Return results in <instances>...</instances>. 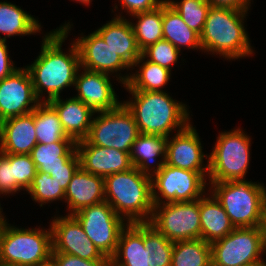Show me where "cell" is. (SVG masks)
Instances as JSON below:
<instances>
[{"label":"cell","mask_w":266,"mask_h":266,"mask_svg":"<svg viewBox=\"0 0 266 266\" xmlns=\"http://www.w3.org/2000/svg\"><path fill=\"white\" fill-rule=\"evenodd\" d=\"M210 185V194L225 209L235 228L266 227L264 184L239 180L213 182Z\"/></svg>","instance_id":"5"},{"label":"cell","mask_w":266,"mask_h":266,"mask_svg":"<svg viewBox=\"0 0 266 266\" xmlns=\"http://www.w3.org/2000/svg\"><path fill=\"white\" fill-rule=\"evenodd\" d=\"M70 28L71 25L67 23L44 35L40 54L31 65L25 66L30 74L35 95L40 102L61 97L62 89L75 84V78L80 69L77 45L73 41L67 54L62 50V44ZM43 91L48 94L45 100H41Z\"/></svg>","instance_id":"1"},{"label":"cell","mask_w":266,"mask_h":266,"mask_svg":"<svg viewBox=\"0 0 266 266\" xmlns=\"http://www.w3.org/2000/svg\"><path fill=\"white\" fill-rule=\"evenodd\" d=\"M1 210H2V208H1V205H0V220L5 221V218H4L3 213H2Z\"/></svg>","instance_id":"46"},{"label":"cell","mask_w":266,"mask_h":266,"mask_svg":"<svg viewBox=\"0 0 266 266\" xmlns=\"http://www.w3.org/2000/svg\"><path fill=\"white\" fill-rule=\"evenodd\" d=\"M247 10L211 6L200 35L202 51L216 53L227 60L252 55L248 33L244 28Z\"/></svg>","instance_id":"4"},{"label":"cell","mask_w":266,"mask_h":266,"mask_svg":"<svg viewBox=\"0 0 266 266\" xmlns=\"http://www.w3.org/2000/svg\"><path fill=\"white\" fill-rule=\"evenodd\" d=\"M149 223L172 242L200 239L199 199L154 205Z\"/></svg>","instance_id":"12"},{"label":"cell","mask_w":266,"mask_h":266,"mask_svg":"<svg viewBox=\"0 0 266 266\" xmlns=\"http://www.w3.org/2000/svg\"><path fill=\"white\" fill-rule=\"evenodd\" d=\"M166 144L165 164L196 172H209L208 163L203 164L204 157H209L202 151L200 138L191 123Z\"/></svg>","instance_id":"16"},{"label":"cell","mask_w":266,"mask_h":266,"mask_svg":"<svg viewBox=\"0 0 266 266\" xmlns=\"http://www.w3.org/2000/svg\"><path fill=\"white\" fill-rule=\"evenodd\" d=\"M6 221L0 230V264L36 266L51 260V228L24 229L11 226Z\"/></svg>","instance_id":"6"},{"label":"cell","mask_w":266,"mask_h":266,"mask_svg":"<svg viewBox=\"0 0 266 266\" xmlns=\"http://www.w3.org/2000/svg\"><path fill=\"white\" fill-rule=\"evenodd\" d=\"M132 100L123 101L133 114L139 132L169 137L190 124L187 105L177 102L165 91H129ZM134 99V100H133Z\"/></svg>","instance_id":"2"},{"label":"cell","mask_w":266,"mask_h":266,"mask_svg":"<svg viewBox=\"0 0 266 266\" xmlns=\"http://www.w3.org/2000/svg\"><path fill=\"white\" fill-rule=\"evenodd\" d=\"M14 181L24 190H28L37 173L30 154H12Z\"/></svg>","instance_id":"37"},{"label":"cell","mask_w":266,"mask_h":266,"mask_svg":"<svg viewBox=\"0 0 266 266\" xmlns=\"http://www.w3.org/2000/svg\"><path fill=\"white\" fill-rule=\"evenodd\" d=\"M39 103L26 68L18 67L0 81V122L31 113Z\"/></svg>","instance_id":"14"},{"label":"cell","mask_w":266,"mask_h":266,"mask_svg":"<svg viewBox=\"0 0 266 266\" xmlns=\"http://www.w3.org/2000/svg\"><path fill=\"white\" fill-rule=\"evenodd\" d=\"M138 19L137 23H132L138 47L143 51L148 46L163 39V4L155 10L140 12L131 15Z\"/></svg>","instance_id":"32"},{"label":"cell","mask_w":266,"mask_h":266,"mask_svg":"<svg viewBox=\"0 0 266 266\" xmlns=\"http://www.w3.org/2000/svg\"><path fill=\"white\" fill-rule=\"evenodd\" d=\"M166 0H120L121 8L130 15L155 10Z\"/></svg>","instance_id":"40"},{"label":"cell","mask_w":266,"mask_h":266,"mask_svg":"<svg viewBox=\"0 0 266 266\" xmlns=\"http://www.w3.org/2000/svg\"><path fill=\"white\" fill-rule=\"evenodd\" d=\"M27 192L31 195L32 200L41 203V207L52 201L65 200V191L60 184L48 173L41 171H37Z\"/></svg>","instance_id":"35"},{"label":"cell","mask_w":266,"mask_h":266,"mask_svg":"<svg viewBox=\"0 0 266 266\" xmlns=\"http://www.w3.org/2000/svg\"><path fill=\"white\" fill-rule=\"evenodd\" d=\"M180 51L169 41L165 39L158 40L142 51V56L147 60L165 67L171 71V64L178 61Z\"/></svg>","instance_id":"36"},{"label":"cell","mask_w":266,"mask_h":266,"mask_svg":"<svg viewBox=\"0 0 266 266\" xmlns=\"http://www.w3.org/2000/svg\"><path fill=\"white\" fill-rule=\"evenodd\" d=\"M167 139L168 137L162 135L140 133L130 151L133 167H136L142 174L149 177H153V175L158 173L165 164ZM160 156L162 160L158 161L157 165H154L157 167H154V169L150 167Z\"/></svg>","instance_id":"25"},{"label":"cell","mask_w":266,"mask_h":266,"mask_svg":"<svg viewBox=\"0 0 266 266\" xmlns=\"http://www.w3.org/2000/svg\"><path fill=\"white\" fill-rule=\"evenodd\" d=\"M250 140L240 128L219 134L207 158L209 183L245 180L250 163Z\"/></svg>","instance_id":"7"},{"label":"cell","mask_w":266,"mask_h":266,"mask_svg":"<svg viewBox=\"0 0 266 266\" xmlns=\"http://www.w3.org/2000/svg\"><path fill=\"white\" fill-rule=\"evenodd\" d=\"M85 234L110 259L117 248L120 234L128 222L119 216L107 201L87 206L74 213Z\"/></svg>","instance_id":"11"},{"label":"cell","mask_w":266,"mask_h":266,"mask_svg":"<svg viewBox=\"0 0 266 266\" xmlns=\"http://www.w3.org/2000/svg\"><path fill=\"white\" fill-rule=\"evenodd\" d=\"M116 16L96 32L130 68L134 69V64L142 56V51L138 47L131 22L122 15Z\"/></svg>","instance_id":"21"},{"label":"cell","mask_w":266,"mask_h":266,"mask_svg":"<svg viewBox=\"0 0 266 266\" xmlns=\"http://www.w3.org/2000/svg\"><path fill=\"white\" fill-rule=\"evenodd\" d=\"M134 66H140L139 71H136L135 74L121 76L120 73L117 78L127 91H164L162 88L170 80L171 71L169 69L148 60L145 61L143 56L135 62Z\"/></svg>","instance_id":"27"},{"label":"cell","mask_w":266,"mask_h":266,"mask_svg":"<svg viewBox=\"0 0 266 266\" xmlns=\"http://www.w3.org/2000/svg\"><path fill=\"white\" fill-rule=\"evenodd\" d=\"M51 260L56 266H110V261H91L66 253H52Z\"/></svg>","instance_id":"39"},{"label":"cell","mask_w":266,"mask_h":266,"mask_svg":"<svg viewBox=\"0 0 266 266\" xmlns=\"http://www.w3.org/2000/svg\"><path fill=\"white\" fill-rule=\"evenodd\" d=\"M76 151L79 156L80 167L103 178L133 168L130 153L91 145L86 139L76 142Z\"/></svg>","instance_id":"17"},{"label":"cell","mask_w":266,"mask_h":266,"mask_svg":"<svg viewBox=\"0 0 266 266\" xmlns=\"http://www.w3.org/2000/svg\"><path fill=\"white\" fill-rule=\"evenodd\" d=\"M37 143L75 142L65 133L58 114L48 102H40L34 109Z\"/></svg>","instance_id":"30"},{"label":"cell","mask_w":266,"mask_h":266,"mask_svg":"<svg viewBox=\"0 0 266 266\" xmlns=\"http://www.w3.org/2000/svg\"><path fill=\"white\" fill-rule=\"evenodd\" d=\"M41 25L32 15L19 8L15 4L0 2V32L6 37L31 35L40 32Z\"/></svg>","instance_id":"29"},{"label":"cell","mask_w":266,"mask_h":266,"mask_svg":"<svg viewBox=\"0 0 266 266\" xmlns=\"http://www.w3.org/2000/svg\"><path fill=\"white\" fill-rule=\"evenodd\" d=\"M110 266H149L144 246V222L128 223L122 230Z\"/></svg>","instance_id":"24"},{"label":"cell","mask_w":266,"mask_h":266,"mask_svg":"<svg viewBox=\"0 0 266 266\" xmlns=\"http://www.w3.org/2000/svg\"><path fill=\"white\" fill-rule=\"evenodd\" d=\"M74 41L80 55V67L105 74L120 72L130 67L107 45L102 37L94 31Z\"/></svg>","instance_id":"18"},{"label":"cell","mask_w":266,"mask_h":266,"mask_svg":"<svg viewBox=\"0 0 266 266\" xmlns=\"http://www.w3.org/2000/svg\"><path fill=\"white\" fill-rule=\"evenodd\" d=\"M171 266H211L210 243L201 238L174 242Z\"/></svg>","instance_id":"31"},{"label":"cell","mask_w":266,"mask_h":266,"mask_svg":"<svg viewBox=\"0 0 266 266\" xmlns=\"http://www.w3.org/2000/svg\"><path fill=\"white\" fill-rule=\"evenodd\" d=\"M193 31L201 35L211 5L207 0H166Z\"/></svg>","instance_id":"34"},{"label":"cell","mask_w":266,"mask_h":266,"mask_svg":"<svg viewBox=\"0 0 266 266\" xmlns=\"http://www.w3.org/2000/svg\"><path fill=\"white\" fill-rule=\"evenodd\" d=\"M22 188L14 181L12 154L0 152V194H15Z\"/></svg>","instance_id":"38"},{"label":"cell","mask_w":266,"mask_h":266,"mask_svg":"<svg viewBox=\"0 0 266 266\" xmlns=\"http://www.w3.org/2000/svg\"><path fill=\"white\" fill-rule=\"evenodd\" d=\"M77 171V169H58L49 173L52 179H55L60 187L66 191L68 185L72 179L73 174Z\"/></svg>","instance_id":"43"},{"label":"cell","mask_w":266,"mask_h":266,"mask_svg":"<svg viewBox=\"0 0 266 266\" xmlns=\"http://www.w3.org/2000/svg\"><path fill=\"white\" fill-rule=\"evenodd\" d=\"M211 266H257L266 264V227L235 228L210 243Z\"/></svg>","instance_id":"8"},{"label":"cell","mask_w":266,"mask_h":266,"mask_svg":"<svg viewBox=\"0 0 266 266\" xmlns=\"http://www.w3.org/2000/svg\"><path fill=\"white\" fill-rule=\"evenodd\" d=\"M144 246L148 250L149 266H171L174 242L149 222H144Z\"/></svg>","instance_id":"33"},{"label":"cell","mask_w":266,"mask_h":266,"mask_svg":"<svg viewBox=\"0 0 266 266\" xmlns=\"http://www.w3.org/2000/svg\"><path fill=\"white\" fill-rule=\"evenodd\" d=\"M48 103L55 109L62 127L68 137L75 142L87 138L94 113L76 97L62 100L60 97L51 99Z\"/></svg>","instance_id":"22"},{"label":"cell","mask_w":266,"mask_h":266,"mask_svg":"<svg viewBox=\"0 0 266 266\" xmlns=\"http://www.w3.org/2000/svg\"><path fill=\"white\" fill-rule=\"evenodd\" d=\"M251 0H207L213 7H229L233 9L249 10Z\"/></svg>","instance_id":"42"},{"label":"cell","mask_w":266,"mask_h":266,"mask_svg":"<svg viewBox=\"0 0 266 266\" xmlns=\"http://www.w3.org/2000/svg\"><path fill=\"white\" fill-rule=\"evenodd\" d=\"M50 228L52 253H66L91 261H110L88 238L73 215L54 217Z\"/></svg>","instance_id":"13"},{"label":"cell","mask_w":266,"mask_h":266,"mask_svg":"<svg viewBox=\"0 0 266 266\" xmlns=\"http://www.w3.org/2000/svg\"><path fill=\"white\" fill-rule=\"evenodd\" d=\"M139 135L133 114L121 103L116 109L98 112V116L93 117L86 140L91 145L130 153Z\"/></svg>","instance_id":"9"},{"label":"cell","mask_w":266,"mask_h":266,"mask_svg":"<svg viewBox=\"0 0 266 266\" xmlns=\"http://www.w3.org/2000/svg\"><path fill=\"white\" fill-rule=\"evenodd\" d=\"M208 173L164 164L163 168L151 177L154 205L200 199L205 193Z\"/></svg>","instance_id":"10"},{"label":"cell","mask_w":266,"mask_h":266,"mask_svg":"<svg viewBox=\"0 0 266 266\" xmlns=\"http://www.w3.org/2000/svg\"><path fill=\"white\" fill-rule=\"evenodd\" d=\"M163 39L172 43L179 51L181 47L202 50L200 35L190 29L181 16L165 1L163 3Z\"/></svg>","instance_id":"28"},{"label":"cell","mask_w":266,"mask_h":266,"mask_svg":"<svg viewBox=\"0 0 266 266\" xmlns=\"http://www.w3.org/2000/svg\"><path fill=\"white\" fill-rule=\"evenodd\" d=\"M37 144L34 110L25 115L0 122V152L3 154H30Z\"/></svg>","instance_id":"19"},{"label":"cell","mask_w":266,"mask_h":266,"mask_svg":"<svg viewBox=\"0 0 266 266\" xmlns=\"http://www.w3.org/2000/svg\"><path fill=\"white\" fill-rule=\"evenodd\" d=\"M205 193L199 199L201 239L212 243L224 238L231 233L235 227L231 223L225 209L211 194L209 197Z\"/></svg>","instance_id":"26"},{"label":"cell","mask_w":266,"mask_h":266,"mask_svg":"<svg viewBox=\"0 0 266 266\" xmlns=\"http://www.w3.org/2000/svg\"><path fill=\"white\" fill-rule=\"evenodd\" d=\"M77 2H81V4L89 5L92 0H75Z\"/></svg>","instance_id":"45"},{"label":"cell","mask_w":266,"mask_h":266,"mask_svg":"<svg viewBox=\"0 0 266 266\" xmlns=\"http://www.w3.org/2000/svg\"><path fill=\"white\" fill-rule=\"evenodd\" d=\"M105 201L128 223L150 222L153 215L151 177L136 167L104 178Z\"/></svg>","instance_id":"3"},{"label":"cell","mask_w":266,"mask_h":266,"mask_svg":"<svg viewBox=\"0 0 266 266\" xmlns=\"http://www.w3.org/2000/svg\"><path fill=\"white\" fill-rule=\"evenodd\" d=\"M4 221H2V220H0V230H1V226H2V223H3Z\"/></svg>","instance_id":"47"},{"label":"cell","mask_w":266,"mask_h":266,"mask_svg":"<svg viewBox=\"0 0 266 266\" xmlns=\"http://www.w3.org/2000/svg\"><path fill=\"white\" fill-rule=\"evenodd\" d=\"M103 201H105L104 178L79 167L65 191V203L67 202V209L70 211L68 215Z\"/></svg>","instance_id":"20"},{"label":"cell","mask_w":266,"mask_h":266,"mask_svg":"<svg viewBox=\"0 0 266 266\" xmlns=\"http://www.w3.org/2000/svg\"><path fill=\"white\" fill-rule=\"evenodd\" d=\"M80 70L84 72L80 74ZM80 70L75 78L74 87L78 93L74 97L80 99L94 113L114 110L122 103L113 89L110 75L81 67Z\"/></svg>","instance_id":"15"},{"label":"cell","mask_w":266,"mask_h":266,"mask_svg":"<svg viewBox=\"0 0 266 266\" xmlns=\"http://www.w3.org/2000/svg\"><path fill=\"white\" fill-rule=\"evenodd\" d=\"M7 48L6 40H0V81L18 69L10 60Z\"/></svg>","instance_id":"41"},{"label":"cell","mask_w":266,"mask_h":266,"mask_svg":"<svg viewBox=\"0 0 266 266\" xmlns=\"http://www.w3.org/2000/svg\"><path fill=\"white\" fill-rule=\"evenodd\" d=\"M30 156L37 171L48 174L58 169H78L80 167L76 142L37 143Z\"/></svg>","instance_id":"23"},{"label":"cell","mask_w":266,"mask_h":266,"mask_svg":"<svg viewBox=\"0 0 266 266\" xmlns=\"http://www.w3.org/2000/svg\"><path fill=\"white\" fill-rule=\"evenodd\" d=\"M36 266H56L52 260L44 263V264H41V265H36Z\"/></svg>","instance_id":"44"}]
</instances>
